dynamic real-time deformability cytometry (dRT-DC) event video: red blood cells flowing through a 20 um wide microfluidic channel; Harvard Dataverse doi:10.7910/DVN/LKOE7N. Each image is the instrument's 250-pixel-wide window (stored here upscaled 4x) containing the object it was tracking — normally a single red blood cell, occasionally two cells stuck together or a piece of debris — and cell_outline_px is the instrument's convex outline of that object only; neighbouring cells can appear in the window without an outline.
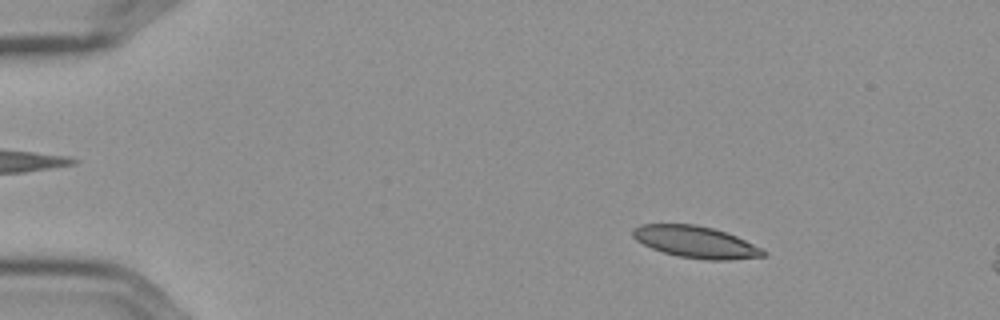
{"species": "Egyptian fruit bat (a non-hibernating species)", "species_latin": "Rousettus aegyptiacus", "temperature_condition": "cold", "stored_images_in_passage": 54, "camera_frame_rate_fps": 3000, "um_per_image_px": 0.085, "frame": {"image": 1, "passage_image": 6, "time_ms": 1.667, "image_size_px": [1000, 320], "cell_outline_px": [[768, 252], [764, 256], [728, 260], [708, 260], [676, 256], [652, 248], [636, 240], [632, 236], [632, 228], [640, 224], [696, 224], [712, 228], [736, 236], [764, 248]], "centroid_in_image_um": [59.15, 20.57], "position_along_channel_um": 25.9, "area_um2": 24.22}}
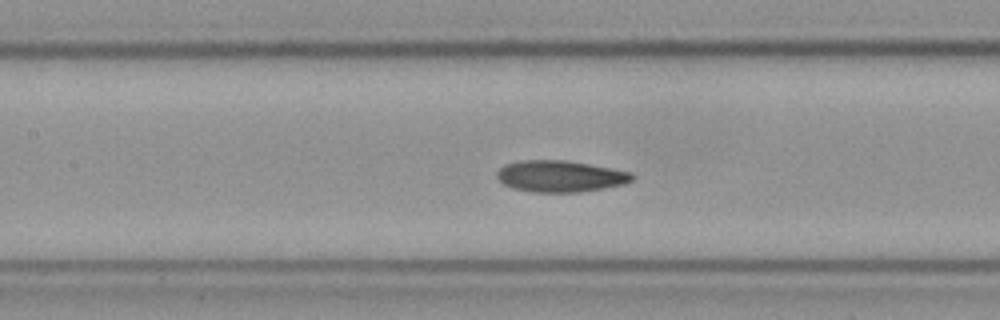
{"frame": {"image": 2, "passage_image": 24, "time_ms": 7.667, "image_size_px": [1000, 320], "cell_outline_px": [[636, 176], [632, 180], [624, 184], [604, 188], [580, 192], [532, 192], [512, 188], [504, 184], [496, 176], [496, 172], [504, 164], [524, 160], [564, 160], [588, 164], [632, 172]], "centroid_in_image_um": [47.62, 14.98], "position_along_channel_um": 159.8, "area_um2": 24.8}}
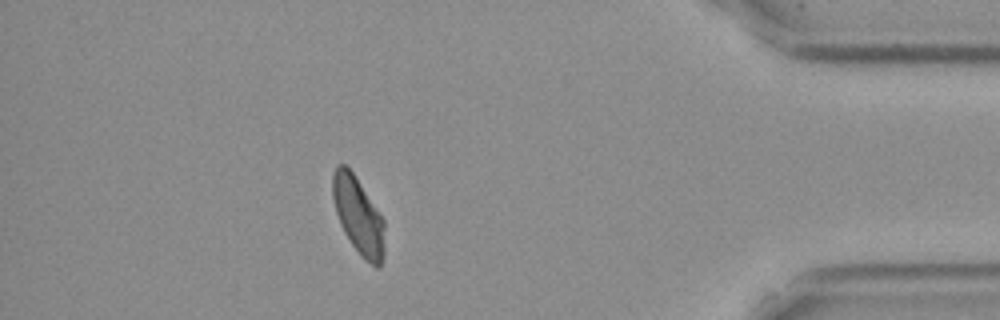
{"frame": {"image": 3, "passage_image": 48, "time_ms": 15.667, "image_size_px": [1000, 320], "cell_outline_px": [[384, 256], [380, 268], [376, 268], [352, 244], [344, 232], [340, 224], [336, 212], [332, 196], [332, 176], [336, 164], [344, 164], [352, 172], [384, 220]], "centroid_in_image_um": [30.45, 18.31], "position_along_channel_um": 404.8, "area_um2": 22.83}, "authors_computed_cell_mechanics": {"area_um2": 24.3627, "velocity_mm_per_s": 3.5619, "shape_relaxation_time_tau1_ms": null, "shape_relaxation_time_tau2_ms": 2.4041, "deformation_change_tau1": null, "deformation_change_tau2": 0.0701}}